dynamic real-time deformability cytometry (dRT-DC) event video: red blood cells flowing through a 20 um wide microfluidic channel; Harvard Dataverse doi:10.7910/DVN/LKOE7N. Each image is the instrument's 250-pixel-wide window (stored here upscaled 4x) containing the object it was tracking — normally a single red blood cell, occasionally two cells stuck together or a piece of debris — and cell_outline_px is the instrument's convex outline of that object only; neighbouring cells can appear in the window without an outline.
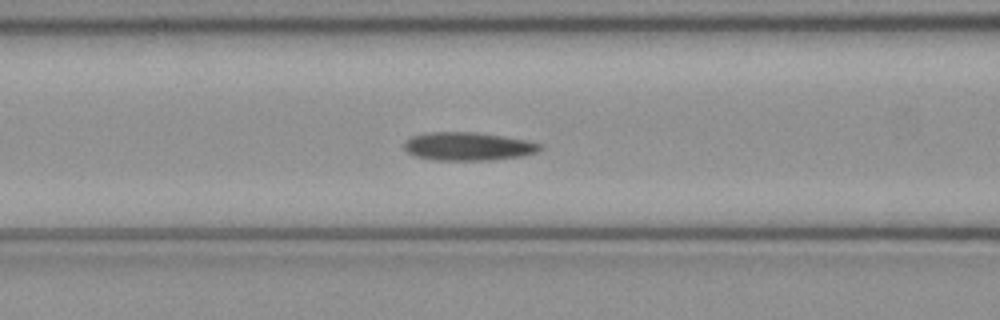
{"species": "common noctule bat (a hibernating species)", "species_latin": "Nyctalus noctula", "temperature_condition": "cold", "stored_images_in_passage": 47, "camera_frame_rate_fps": 3000, "um_per_image_px": 0.085, "animal": {"sex": "female", "body_mass_g": 21.9}, "frame": {"image": 1, "passage_image": 17, "time_ms": 5.333, "image_size_px": [1000, 320], "cell_outline_px": [[544, 148], [536, 152], [524, 156], [492, 160], [436, 160], [412, 156], [404, 148], [404, 140], [412, 136], [424, 132], [476, 132], [504, 136], [528, 140], [544, 144]], "centroid_in_image_um": [39.81, 12.44], "position_along_channel_um": 126.8, "area_um2": 22.83}}
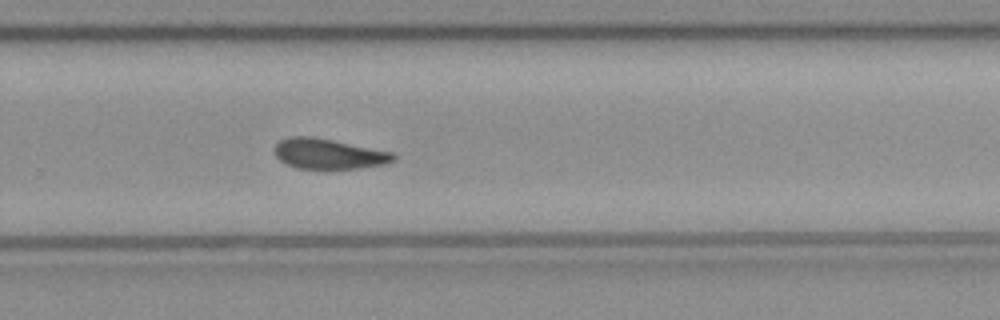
{"frame": {"image": 2, "passage_image": 30, "time_ms": 9.667, "image_size_px": [1000, 320], "cell_outline_px": [[396, 160], [388, 164], [360, 168], [296, 168], [284, 164], [276, 156], [276, 144], [280, 140], [292, 136], [312, 136], [392, 152], [396, 156]], "centroid_in_image_um": [27.95, 13.08], "position_along_channel_um": 301.8, "area_um2": 20.87}}
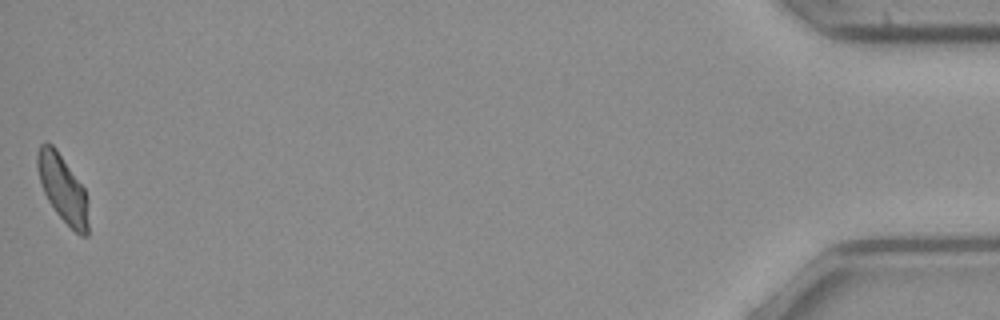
{"frame": {"image": 3, "passage_image": 47, "time_ms": 15.333, "image_size_px": [1000, 320], "cell_outline_px": [[88, 236], [80, 236], [56, 212], [48, 200], [44, 192], [40, 180], [36, 164], [36, 152], [40, 144], [44, 140], [52, 144], [56, 148], [84, 188], [88, 200]], "centroid_in_image_um": [5.33, 15.99], "position_along_channel_um": 429.9, "area_um2": 20.0}, "authors_computed_cell_mechanics": {"area_um2": 21.7328, "velocity_mm_per_s": 4.0452, "shape_relaxation_time_tau1_ms": null, "shape_relaxation_time_tau2_ms": 5.3559, "deformation_change_tau1": null, "deformation_change_tau2": 0.1189}}